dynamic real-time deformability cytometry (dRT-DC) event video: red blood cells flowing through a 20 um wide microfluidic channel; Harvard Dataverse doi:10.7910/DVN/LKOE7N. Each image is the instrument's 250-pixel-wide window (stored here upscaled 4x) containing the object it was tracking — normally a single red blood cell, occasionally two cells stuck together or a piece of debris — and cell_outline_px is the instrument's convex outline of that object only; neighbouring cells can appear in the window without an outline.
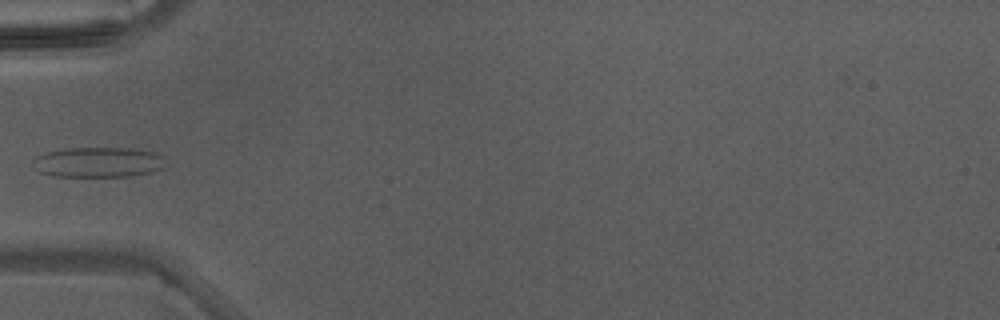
{"species": "Egyptian fruit bat (a non-hibernating species)", "species_latin": "Rousettus aegyptiacus", "temperature_condition": "warm", "stored_images_in_passage": 5, "camera_frame_rate_fps": 3000, "um_per_image_px": 0.085, "animal": {"sex": "male"}, "frame": {"image": 1, "passage_image": 5, "time_ms": 1.333, "image_size_px": [1000, 320], "cell_outline_px": [[164, 168], [132, 176], [52, 176], [40, 172], [36, 168], [32, 160], [36, 156], [44, 152], [68, 148], [128, 148], [152, 152], [164, 156]], "centroid_in_image_um": [8.32, 13.78], "position_along_channel_um": 76.7, "area_um2": 23.24}}